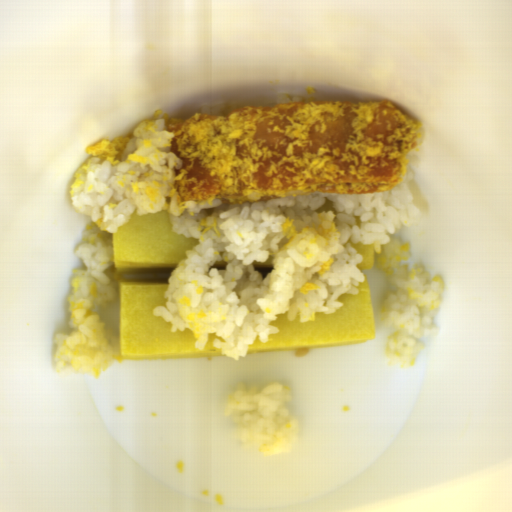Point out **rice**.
Here are the masks:
<instances>
[{"instance_id": "1", "label": "rice", "mask_w": 512, "mask_h": 512, "mask_svg": "<svg viewBox=\"0 0 512 512\" xmlns=\"http://www.w3.org/2000/svg\"><path fill=\"white\" fill-rule=\"evenodd\" d=\"M167 118L139 123L131 136L89 144L87 158L71 184L70 204L90 218L75 253L83 268L71 271L67 303L69 333H56L53 366L99 377L119 354L118 340L103 319L118 294L111 234L131 220L160 210L169 213L171 231L198 239L170 273L166 302L153 314L170 322L171 333L189 329L204 351L210 334L228 358H243L255 338L267 343L279 334L271 326L287 313L299 323L344 307L339 295H356L364 262L352 246L373 245L374 267L391 290L381 298L379 325L388 329L383 356L393 368L413 365L419 339L436 335L444 283L426 266L409 268L410 251L396 238L415 225L422 211L413 202L407 163L390 190L361 194H312L256 203L223 200L181 201L175 170L182 158L172 151ZM272 258L267 276L253 261ZM226 260V270L212 269Z\"/></svg>"}, {"instance_id": "2", "label": "rice", "mask_w": 512, "mask_h": 512, "mask_svg": "<svg viewBox=\"0 0 512 512\" xmlns=\"http://www.w3.org/2000/svg\"><path fill=\"white\" fill-rule=\"evenodd\" d=\"M292 395L290 386L278 381L263 384L262 389L249 387L247 382L238 384L223 401V410L236 427V443L265 457L297 447L302 425L290 410Z\"/></svg>"}, {"instance_id": "3", "label": "rice", "mask_w": 512, "mask_h": 512, "mask_svg": "<svg viewBox=\"0 0 512 512\" xmlns=\"http://www.w3.org/2000/svg\"><path fill=\"white\" fill-rule=\"evenodd\" d=\"M246 107L242 103L228 102L220 105H206L201 112L210 114H227L231 111Z\"/></svg>"}, {"instance_id": "4", "label": "rice", "mask_w": 512, "mask_h": 512, "mask_svg": "<svg viewBox=\"0 0 512 512\" xmlns=\"http://www.w3.org/2000/svg\"><path fill=\"white\" fill-rule=\"evenodd\" d=\"M278 104L279 103H283V102H287V101H304L303 100V97H292V98H289L288 96L284 95L283 93L282 94H278L277 98H276Z\"/></svg>"}]
</instances>
